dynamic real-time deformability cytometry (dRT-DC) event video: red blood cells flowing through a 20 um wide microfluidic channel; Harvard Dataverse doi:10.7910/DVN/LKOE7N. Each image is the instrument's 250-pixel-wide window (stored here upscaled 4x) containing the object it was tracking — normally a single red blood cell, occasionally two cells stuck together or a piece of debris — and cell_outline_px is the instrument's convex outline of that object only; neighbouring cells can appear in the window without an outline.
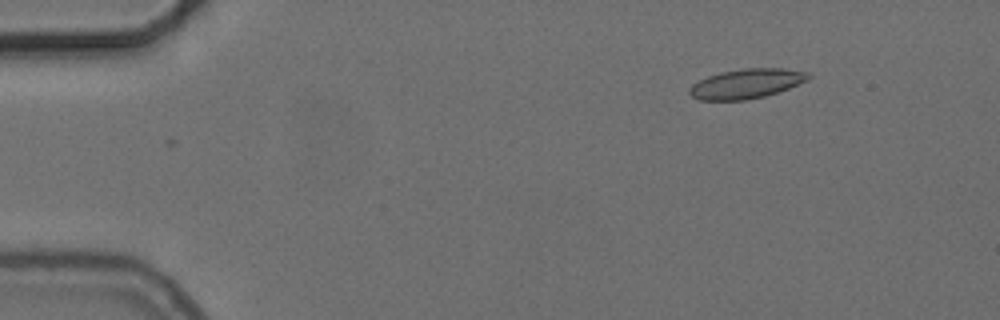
{"species": "common noctule bat (a hibernating species)", "species_latin": "Nyctalus noctula", "temperature_condition": "cold", "stored_images_in_passage": 49, "camera_frame_rate_fps": 3000, "um_per_image_px": 0.085, "animal": {"sex": "female", "body_mass_g": 24.6, "forearm_length_mm": 56.2}, "frame": {"image": 1, "passage_image": 1, "time_ms": 0.0, "image_size_px": [1000, 320], "cell_outline_px": [[812, 76], [808, 80], [788, 88], [764, 96], [748, 100], [700, 100], [692, 96], [688, 92], [688, 88], [692, 84], [708, 76], [720, 72], [744, 68], [784, 68], [808, 72]], "centroid_in_image_um": [63.44, 7.1], "position_along_channel_um": 21.6, "area_um2": 20.52}}
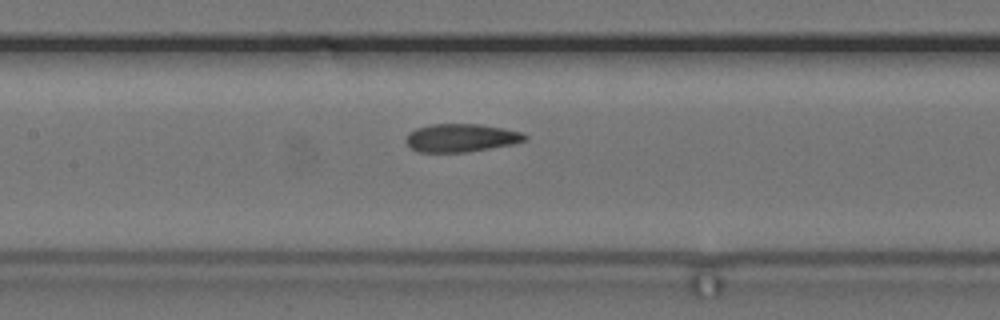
{"frame": {"image": 2, "passage_image": 20, "time_ms": 6.333, "image_size_px": [1000, 320], "cell_outline_px": [[528, 140], [512, 144], [468, 152], [420, 152], [412, 148], [404, 140], [408, 132], [416, 128], [432, 124], [480, 124], [504, 128], [524, 132], [528, 136]], "centroid_in_image_um": [39.22, 11.71], "position_along_channel_um": 168.2, "area_um2": 19.65}}
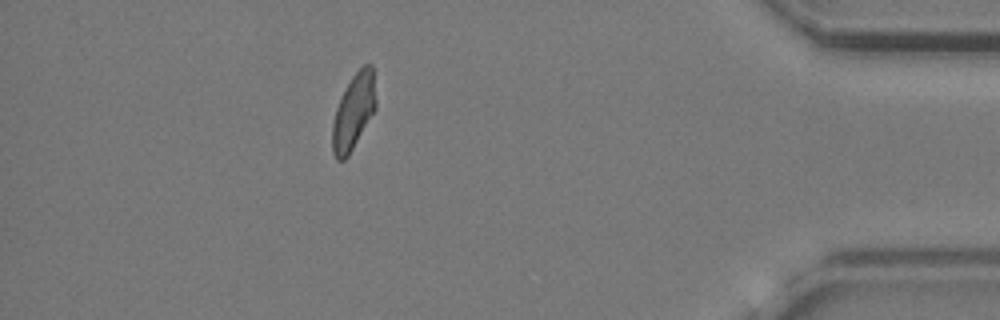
{"frame": {"image": 3, "passage_image": 43, "time_ms": 14.0, "image_size_px": [1000, 320], "cell_outline_px": [[376, 108], [348, 156], [344, 160], [336, 160], [332, 152], [332, 124], [336, 108], [352, 76], [364, 64], [372, 64], [376, 100]], "centroid_in_image_um": [30.05, 9.51], "position_along_channel_um": 405.2, "area_um2": 18.9}, "authors_computed_cell_mechanics": {"area_um2": 19.8832, "velocity_mm_per_s": 3.7094, "shape_relaxation_time_tau1_ms": null, "shape_relaxation_time_tau2_ms": 2.7169, "deformation_change_tau1": null, "deformation_change_tau2": 0.0638}}